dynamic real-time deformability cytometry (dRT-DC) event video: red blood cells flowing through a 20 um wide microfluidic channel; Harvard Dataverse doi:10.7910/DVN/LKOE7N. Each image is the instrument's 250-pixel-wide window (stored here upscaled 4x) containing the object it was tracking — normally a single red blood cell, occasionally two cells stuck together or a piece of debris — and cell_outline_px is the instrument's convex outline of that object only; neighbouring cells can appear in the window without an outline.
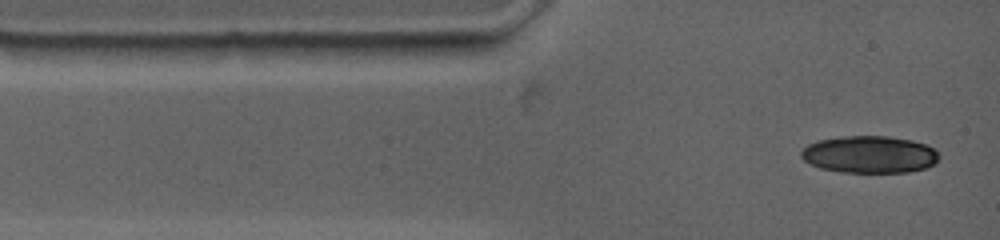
{"species": "common noctule bat (a hibernating species)", "species_latin": "Nyctalus noctula", "temperature_condition": "warm", "stored_images_in_passage": 2, "camera_frame_rate_fps": 4500, "um_per_image_px": 0.085, "animal": {"sex": "female", "body_mass_g": 19.0, "forearm_length_mm": 53.3}, "frame": {"image": 1, "passage_image": 1, "time_ms": 0.0, "image_size_px": [1000, 240], "cell_outline_px": [[940, 156], [936, 164], [924, 168], [904, 172], [844, 172], [820, 168], [804, 160], [800, 156], [800, 152], [808, 144], [816, 140], [844, 136], [888, 136], [912, 140], [936, 148]], "centroid_in_image_um": [73.93, 13.12], "position_along_channel_um": 11.1, "area_um2": 29.94}}